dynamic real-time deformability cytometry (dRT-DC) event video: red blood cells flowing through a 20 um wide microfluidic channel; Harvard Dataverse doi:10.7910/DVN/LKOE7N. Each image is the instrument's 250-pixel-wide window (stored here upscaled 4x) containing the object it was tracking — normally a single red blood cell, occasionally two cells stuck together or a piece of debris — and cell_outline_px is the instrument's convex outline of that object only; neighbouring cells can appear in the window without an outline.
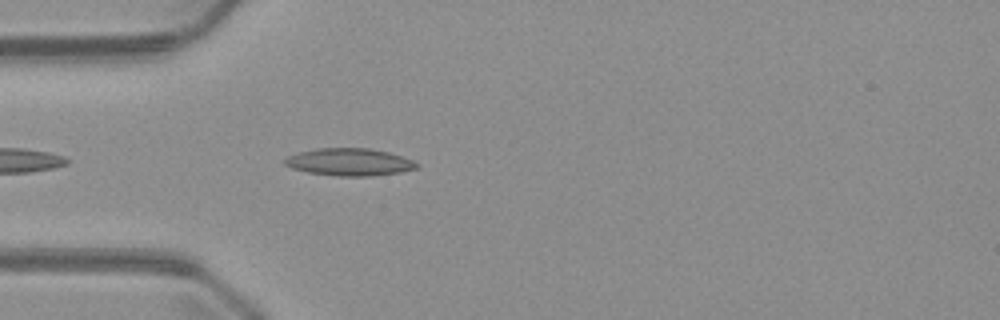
{"species": "common noctule bat (a hibernating species)", "species_latin": "Nyctalus noctula", "temperature_condition": "warm", "stored_images_in_passage": 1, "camera_frame_rate_fps": 3000, "um_per_image_px": 0.085, "animal": {"sex": "male", "body_mass_g": 23.1, "forearm_length_mm": 52.7}, "frame": {"image": 1, "passage_image": 1, "time_ms": 0.0, "image_size_px": [1000, 320], "cell_outline_px": [[416, 168], [400, 172], [372, 176], [336, 176], [308, 172], [292, 168], [284, 164], [284, 160], [288, 156], [296, 152], [316, 148], [368, 148], [388, 152], [412, 160], [416, 164]], "centroid_in_image_um": [29.64, 13.77], "position_along_channel_um": 55.4, "area_um2": 20.92}}